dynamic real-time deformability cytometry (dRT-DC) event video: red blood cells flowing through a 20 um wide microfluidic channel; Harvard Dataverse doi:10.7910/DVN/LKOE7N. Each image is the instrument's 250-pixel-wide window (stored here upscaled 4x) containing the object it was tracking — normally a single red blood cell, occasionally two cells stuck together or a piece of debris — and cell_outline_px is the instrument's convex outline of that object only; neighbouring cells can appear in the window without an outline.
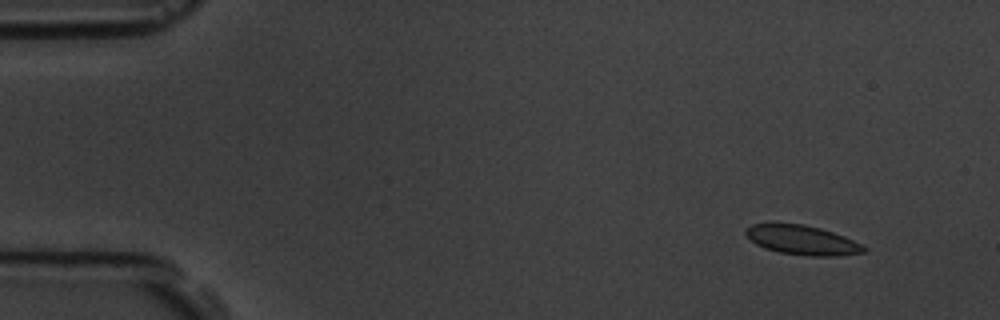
{"species": "common noctule bat (a hibernating species)", "species_latin": "Nyctalus noctula", "temperature_condition": "room temperature", "stored_images_in_passage": 5, "camera_frame_rate_fps": 3000, "um_per_image_px": 0.085, "animal": {"sex": "male", "body_mass_g": 19.5, "forearm_length_mm": 54.6}, "frame": {"image": 1, "passage_image": 2, "time_ms": 1.0, "image_size_px": [1000, 320], "cell_outline_px": [[868, 252], [836, 256], [812, 256], [780, 252], [764, 248], [756, 244], [744, 232], [752, 224], [804, 224], [820, 228], [844, 236], [868, 248]], "centroid_in_image_um": [68.23, 20.42], "position_along_channel_um": 16.8, "area_um2": 19.94}}
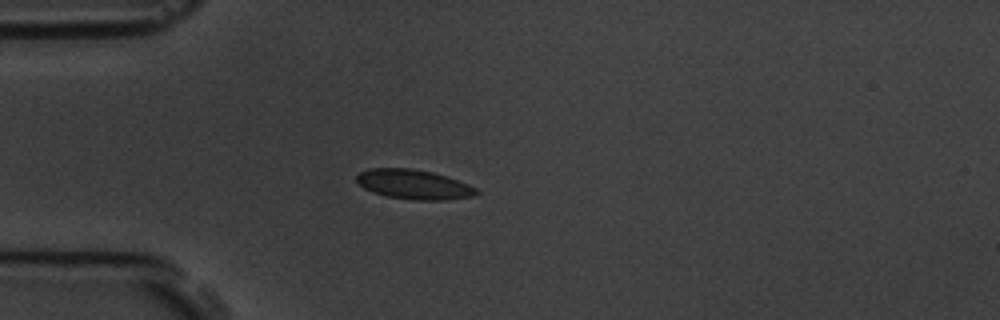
{"frame": {"image": 2, "passage_image": 4, "time_ms": 4.333, "image_size_px": [1000, 320], "cell_outline_px": [[480, 192], [476, 196], [444, 200], [416, 200], [388, 196], [372, 192], [364, 188], [356, 180], [356, 176], [360, 172], [372, 168], [412, 168], [432, 172], [468, 184], [476, 188]], "centroid_in_image_um": [35.18, 15.68], "position_along_channel_um": 49.8, "area_um2": 20.52}}